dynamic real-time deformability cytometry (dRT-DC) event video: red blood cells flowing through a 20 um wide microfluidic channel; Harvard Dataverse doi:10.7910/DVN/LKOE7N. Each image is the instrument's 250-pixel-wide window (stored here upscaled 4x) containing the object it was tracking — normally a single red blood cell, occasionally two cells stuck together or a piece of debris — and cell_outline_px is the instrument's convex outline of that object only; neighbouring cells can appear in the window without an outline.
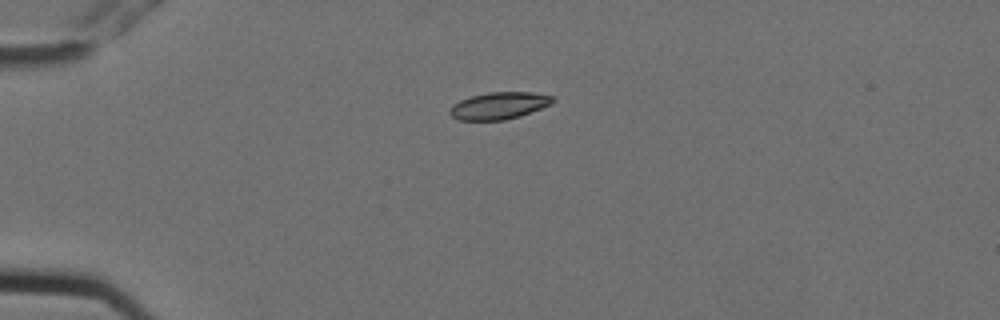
{"species": "Egyptian fruit bat (a non-hibernating species)", "species_latin": "Rousettus aegyptiacus", "temperature_condition": "cold", "stored_images_in_passage": 2, "camera_frame_rate_fps": 3000, "um_per_image_px": 0.085, "animal": {"sex": "female"}, "frame": {"image": 1, "passage_image": 1, "time_ms": 0.0, "image_size_px": [1000, 320], "cell_outline_px": [[556, 100], [552, 104], [520, 116], [504, 120], [456, 120], [448, 112], [452, 104], [460, 100], [472, 96], [488, 92], [532, 92], [556, 96]], "centroid_in_image_um": [42.44, 8.98], "position_along_channel_um": 42.6, "area_um2": 16.42}}